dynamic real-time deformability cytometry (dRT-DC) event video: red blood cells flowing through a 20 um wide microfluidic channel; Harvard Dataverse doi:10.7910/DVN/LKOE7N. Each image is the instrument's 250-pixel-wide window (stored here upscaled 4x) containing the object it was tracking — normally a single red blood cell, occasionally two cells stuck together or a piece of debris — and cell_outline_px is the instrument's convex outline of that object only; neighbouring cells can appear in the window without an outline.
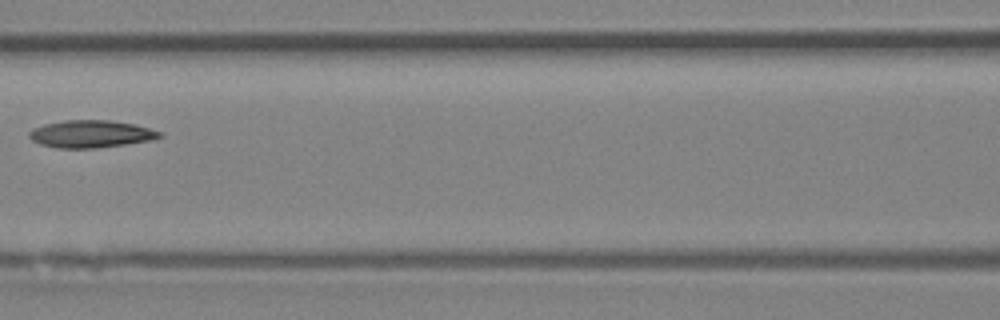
{"species": "Egyptian fruit bat (a non-hibernating species)", "species_latin": "Rousettus aegyptiacus", "temperature_condition": "room temperature", "stored_images_in_passage": 6, "camera_frame_rate_fps": 3000, "um_per_image_px": 0.085, "animal": {"sex": "female"}, "frame": {"image": 1, "passage_image": 5, "time_ms": 5.667, "image_size_px": [1000, 320], "cell_outline_px": [[164, 136], [152, 140], [96, 148], [56, 148], [40, 144], [32, 140], [28, 136], [28, 132], [32, 128], [44, 124], [64, 120], [112, 120], [136, 124], [160, 132]], "centroid_in_image_um": [7.7, 11.38], "position_along_channel_um": 158.9, "area_um2": 20.92}}
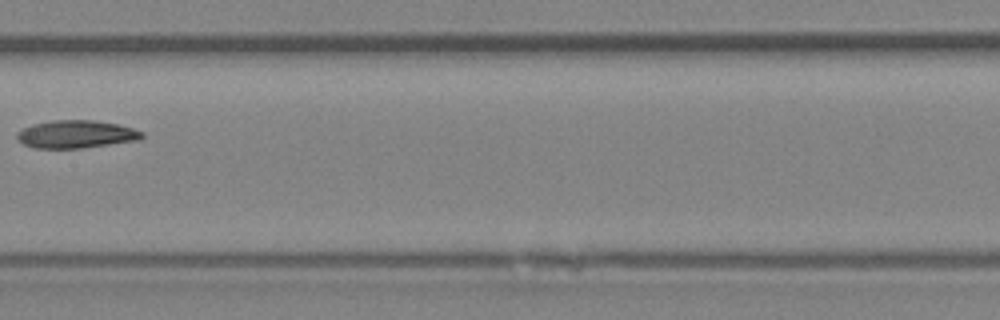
{"frame": {"image": 2, "passage_image": 6, "time_ms": 6.667, "image_size_px": [1000, 320], "cell_outline_px": [[144, 136], [140, 140], [80, 148], [36, 148], [24, 144], [16, 136], [16, 132], [32, 124], [52, 120], [92, 120], [116, 124], [132, 128], [144, 132]], "centroid_in_image_um": [6.48, 11.4], "position_along_channel_um": 200.9, "area_um2": 20.11}}